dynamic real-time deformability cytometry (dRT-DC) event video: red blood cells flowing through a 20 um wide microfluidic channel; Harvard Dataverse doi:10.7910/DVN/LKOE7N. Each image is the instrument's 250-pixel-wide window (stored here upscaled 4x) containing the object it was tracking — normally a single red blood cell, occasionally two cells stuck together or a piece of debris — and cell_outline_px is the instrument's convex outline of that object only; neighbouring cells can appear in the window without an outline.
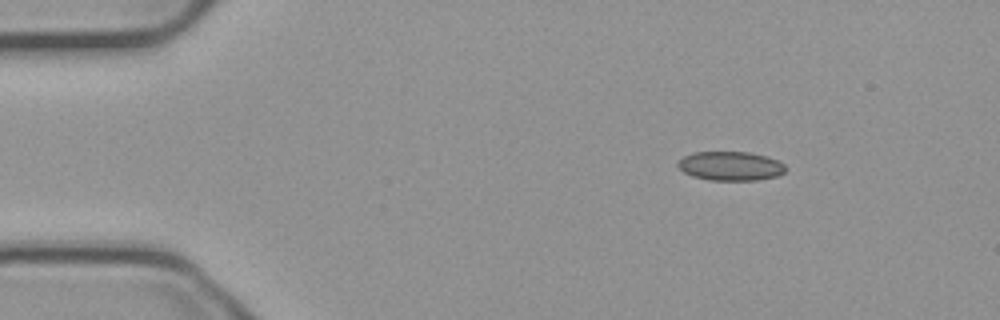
{"species": "common noctule bat (a hibernating species)", "species_latin": "Nyctalus noctula", "temperature_condition": "cold", "stored_images_in_passage": 48, "camera_frame_rate_fps": 3000, "um_per_image_px": 0.085, "animal": {"sex": "male", "body_mass_g": 23.1, "forearm_length_mm": 52.7}, "frame": {"image": 1, "passage_image": 1, "time_ms": 0.0, "image_size_px": [1000, 320], "cell_outline_px": [[784, 172], [776, 176], [756, 180], [712, 180], [692, 176], [684, 172], [676, 164], [684, 156], [692, 152], [748, 152], [768, 156], [784, 164]], "centroid_in_image_um": [62.08, 14.1], "position_along_channel_um": 22.9, "area_um2": 18.09}}
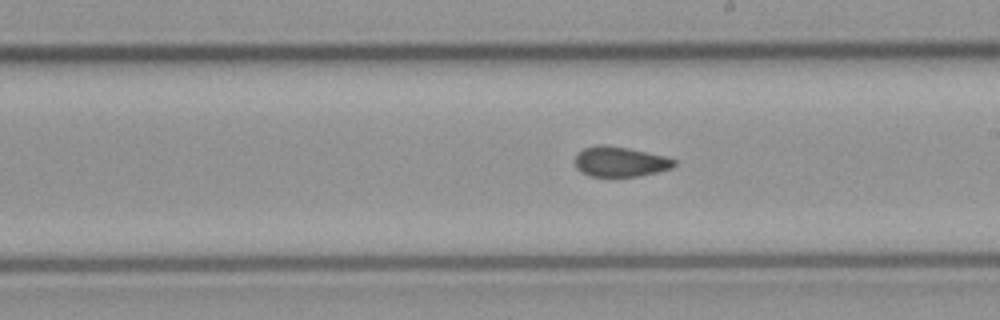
{"frame": {"image": 2, "passage_image": 24, "time_ms": 7.667, "image_size_px": [1000, 320], "cell_outline_px": [[676, 164], [672, 168], [640, 176], [588, 176], [580, 172], [576, 168], [576, 152], [584, 148], [600, 144], [604, 144], [628, 148], [664, 156], [676, 160]], "centroid_in_image_um": [52.68, 13.74], "position_along_channel_um": 236.3, "area_um2": 17.4}}
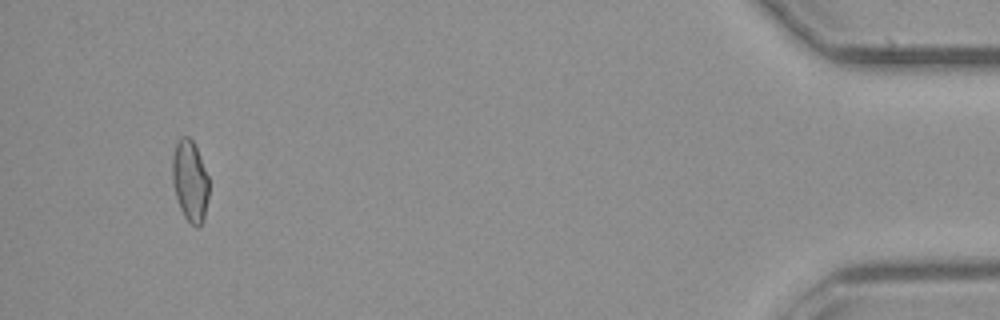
{"frame": {"image": 3, "passage_image": 45, "time_ms": 14.667, "image_size_px": [1000, 320], "cell_outline_px": [[208, 196], [204, 220], [196, 228], [184, 216], [180, 208], [172, 184], [172, 156], [176, 144], [180, 136], [188, 136], [192, 140], [196, 148], [208, 176]], "centroid_in_image_um": [16.14, 15.38], "position_along_channel_um": 419.1, "area_um2": 17.22}, "authors_computed_cell_mechanics": {"area_um2": 18.0625, "velocity_mm_per_s": 3.7598, "shape_relaxation_time_tau1_ms": null, "shape_relaxation_time_tau2_ms": 2.6899, "deformation_change_tau1": null, "deformation_change_tau2": 0.0778}}